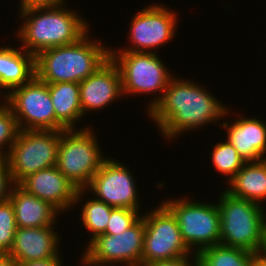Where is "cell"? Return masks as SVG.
I'll return each mask as SVG.
<instances>
[{
  "instance_id": "cell-35",
  "label": "cell",
  "mask_w": 266,
  "mask_h": 266,
  "mask_svg": "<svg viewBox=\"0 0 266 266\" xmlns=\"http://www.w3.org/2000/svg\"><path fill=\"white\" fill-rule=\"evenodd\" d=\"M259 254L266 259V233H265L263 245H262V248Z\"/></svg>"
},
{
  "instance_id": "cell-15",
  "label": "cell",
  "mask_w": 266,
  "mask_h": 266,
  "mask_svg": "<svg viewBox=\"0 0 266 266\" xmlns=\"http://www.w3.org/2000/svg\"><path fill=\"white\" fill-rule=\"evenodd\" d=\"M79 87L80 106L85 118L92 112L102 111L110 104L112 106L114 102L125 99L119 69L111 58L96 72L81 81Z\"/></svg>"
},
{
  "instance_id": "cell-21",
  "label": "cell",
  "mask_w": 266,
  "mask_h": 266,
  "mask_svg": "<svg viewBox=\"0 0 266 266\" xmlns=\"http://www.w3.org/2000/svg\"><path fill=\"white\" fill-rule=\"evenodd\" d=\"M223 188L231 196L265 207L266 158L260 161L246 162Z\"/></svg>"
},
{
  "instance_id": "cell-16",
  "label": "cell",
  "mask_w": 266,
  "mask_h": 266,
  "mask_svg": "<svg viewBox=\"0 0 266 266\" xmlns=\"http://www.w3.org/2000/svg\"><path fill=\"white\" fill-rule=\"evenodd\" d=\"M18 185L29 194L50 203L61 214L67 212L69 215V211H75L78 189L56 166L30 174Z\"/></svg>"
},
{
  "instance_id": "cell-32",
  "label": "cell",
  "mask_w": 266,
  "mask_h": 266,
  "mask_svg": "<svg viewBox=\"0 0 266 266\" xmlns=\"http://www.w3.org/2000/svg\"><path fill=\"white\" fill-rule=\"evenodd\" d=\"M0 266H19V263L9 254H0Z\"/></svg>"
},
{
  "instance_id": "cell-31",
  "label": "cell",
  "mask_w": 266,
  "mask_h": 266,
  "mask_svg": "<svg viewBox=\"0 0 266 266\" xmlns=\"http://www.w3.org/2000/svg\"><path fill=\"white\" fill-rule=\"evenodd\" d=\"M63 258H51L45 260H34L19 264V266H64Z\"/></svg>"
},
{
  "instance_id": "cell-20",
  "label": "cell",
  "mask_w": 266,
  "mask_h": 266,
  "mask_svg": "<svg viewBox=\"0 0 266 266\" xmlns=\"http://www.w3.org/2000/svg\"><path fill=\"white\" fill-rule=\"evenodd\" d=\"M12 46L0 45V85L7 93L35 76V56L20 46Z\"/></svg>"
},
{
  "instance_id": "cell-33",
  "label": "cell",
  "mask_w": 266,
  "mask_h": 266,
  "mask_svg": "<svg viewBox=\"0 0 266 266\" xmlns=\"http://www.w3.org/2000/svg\"><path fill=\"white\" fill-rule=\"evenodd\" d=\"M0 107L8 105V93L6 90L0 85Z\"/></svg>"
},
{
  "instance_id": "cell-36",
  "label": "cell",
  "mask_w": 266,
  "mask_h": 266,
  "mask_svg": "<svg viewBox=\"0 0 266 266\" xmlns=\"http://www.w3.org/2000/svg\"><path fill=\"white\" fill-rule=\"evenodd\" d=\"M77 261H79V265L78 266H95V265H92L90 263H88L85 259H83L81 256H80V260L78 259Z\"/></svg>"
},
{
  "instance_id": "cell-9",
  "label": "cell",
  "mask_w": 266,
  "mask_h": 266,
  "mask_svg": "<svg viewBox=\"0 0 266 266\" xmlns=\"http://www.w3.org/2000/svg\"><path fill=\"white\" fill-rule=\"evenodd\" d=\"M60 131L20 130L5 158L14 184L56 166Z\"/></svg>"
},
{
  "instance_id": "cell-8",
  "label": "cell",
  "mask_w": 266,
  "mask_h": 266,
  "mask_svg": "<svg viewBox=\"0 0 266 266\" xmlns=\"http://www.w3.org/2000/svg\"><path fill=\"white\" fill-rule=\"evenodd\" d=\"M164 3L143 6L131 16L128 28V45L112 47L110 51H132L161 53L160 48L171 43L177 36L180 15L178 11ZM145 7V8H144ZM177 30V31H176ZM157 49V50H156Z\"/></svg>"
},
{
  "instance_id": "cell-29",
  "label": "cell",
  "mask_w": 266,
  "mask_h": 266,
  "mask_svg": "<svg viewBox=\"0 0 266 266\" xmlns=\"http://www.w3.org/2000/svg\"><path fill=\"white\" fill-rule=\"evenodd\" d=\"M149 266H200L197 255L176 258L172 260L157 261Z\"/></svg>"
},
{
  "instance_id": "cell-27",
  "label": "cell",
  "mask_w": 266,
  "mask_h": 266,
  "mask_svg": "<svg viewBox=\"0 0 266 266\" xmlns=\"http://www.w3.org/2000/svg\"><path fill=\"white\" fill-rule=\"evenodd\" d=\"M142 214V211L138 210L113 207L103 234L116 235L117 233L124 232L134 225L142 217Z\"/></svg>"
},
{
  "instance_id": "cell-10",
  "label": "cell",
  "mask_w": 266,
  "mask_h": 266,
  "mask_svg": "<svg viewBox=\"0 0 266 266\" xmlns=\"http://www.w3.org/2000/svg\"><path fill=\"white\" fill-rule=\"evenodd\" d=\"M146 213L143 212L145 236L141 266H149L157 261L172 260L186 256H196L185 245L177 220L162 203Z\"/></svg>"
},
{
  "instance_id": "cell-11",
  "label": "cell",
  "mask_w": 266,
  "mask_h": 266,
  "mask_svg": "<svg viewBox=\"0 0 266 266\" xmlns=\"http://www.w3.org/2000/svg\"><path fill=\"white\" fill-rule=\"evenodd\" d=\"M144 236L142 216L124 232L96 236L82 249L80 256L95 266H141Z\"/></svg>"
},
{
  "instance_id": "cell-5",
  "label": "cell",
  "mask_w": 266,
  "mask_h": 266,
  "mask_svg": "<svg viewBox=\"0 0 266 266\" xmlns=\"http://www.w3.org/2000/svg\"><path fill=\"white\" fill-rule=\"evenodd\" d=\"M110 58L119 69L126 100L132 96L134 98L143 95V98L150 94L151 98L148 99L152 100L147 102L145 113L161 99L169 81L175 75L157 53L110 51Z\"/></svg>"
},
{
  "instance_id": "cell-30",
  "label": "cell",
  "mask_w": 266,
  "mask_h": 266,
  "mask_svg": "<svg viewBox=\"0 0 266 266\" xmlns=\"http://www.w3.org/2000/svg\"><path fill=\"white\" fill-rule=\"evenodd\" d=\"M67 2V0H19L18 12L33 7H50Z\"/></svg>"
},
{
  "instance_id": "cell-12",
  "label": "cell",
  "mask_w": 266,
  "mask_h": 266,
  "mask_svg": "<svg viewBox=\"0 0 266 266\" xmlns=\"http://www.w3.org/2000/svg\"><path fill=\"white\" fill-rule=\"evenodd\" d=\"M129 166L109 155L85 190L111 207L143 211L135 171Z\"/></svg>"
},
{
  "instance_id": "cell-34",
  "label": "cell",
  "mask_w": 266,
  "mask_h": 266,
  "mask_svg": "<svg viewBox=\"0 0 266 266\" xmlns=\"http://www.w3.org/2000/svg\"><path fill=\"white\" fill-rule=\"evenodd\" d=\"M255 266H266V259L262 257L259 253H256Z\"/></svg>"
},
{
  "instance_id": "cell-19",
  "label": "cell",
  "mask_w": 266,
  "mask_h": 266,
  "mask_svg": "<svg viewBox=\"0 0 266 266\" xmlns=\"http://www.w3.org/2000/svg\"><path fill=\"white\" fill-rule=\"evenodd\" d=\"M48 89L56 116V131L85 128L87 124L76 125L85 120L80 106L79 83H48Z\"/></svg>"
},
{
  "instance_id": "cell-18",
  "label": "cell",
  "mask_w": 266,
  "mask_h": 266,
  "mask_svg": "<svg viewBox=\"0 0 266 266\" xmlns=\"http://www.w3.org/2000/svg\"><path fill=\"white\" fill-rule=\"evenodd\" d=\"M9 199L20 228L57 226L62 216L50 203L29 194L18 184L12 187Z\"/></svg>"
},
{
  "instance_id": "cell-13",
  "label": "cell",
  "mask_w": 266,
  "mask_h": 266,
  "mask_svg": "<svg viewBox=\"0 0 266 266\" xmlns=\"http://www.w3.org/2000/svg\"><path fill=\"white\" fill-rule=\"evenodd\" d=\"M8 106L20 130L56 131V116L48 83L36 76L8 93Z\"/></svg>"
},
{
  "instance_id": "cell-22",
  "label": "cell",
  "mask_w": 266,
  "mask_h": 266,
  "mask_svg": "<svg viewBox=\"0 0 266 266\" xmlns=\"http://www.w3.org/2000/svg\"><path fill=\"white\" fill-rule=\"evenodd\" d=\"M86 196L87 198H85ZM88 197V192L85 189H78L74 204V208L80 211L78 217V219L80 218L78 222L79 226H81V228L83 226V229H86L85 232L91 236L88 237L89 239L86 238V243L83 244V246L87 245L96 236L105 232L113 208L103 201L95 199L93 196L89 197L90 199ZM79 204L81 210L77 208Z\"/></svg>"
},
{
  "instance_id": "cell-17",
  "label": "cell",
  "mask_w": 266,
  "mask_h": 266,
  "mask_svg": "<svg viewBox=\"0 0 266 266\" xmlns=\"http://www.w3.org/2000/svg\"><path fill=\"white\" fill-rule=\"evenodd\" d=\"M56 227H18L8 254L19 264L34 260L63 258L60 251L63 237L59 233L60 229Z\"/></svg>"
},
{
  "instance_id": "cell-3",
  "label": "cell",
  "mask_w": 266,
  "mask_h": 266,
  "mask_svg": "<svg viewBox=\"0 0 266 266\" xmlns=\"http://www.w3.org/2000/svg\"><path fill=\"white\" fill-rule=\"evenodd\" d=\"M91 31L74 44L38 53L35 76L46 83H80L96 72L110 59L111 47L90 35Z\"/></svg>"
},
{
  "instance_id": "cell-23",
  "label": "cell",
  "mask_w": 266,
  "mask_h": 266,
  "mask_svg": "<svg viewBox=\"0 0 266 266\" xmlns=\"http://www.w3.org/2000/svg\"><path fill=\"white\" fill-rule=\"evenodd\" d=\"M197 258L200 266H255L256 253L218 244L201 250Z\"/></svg>"
},
{
  "instance_id": "cell-1",
  "label": "cell",
  "mask_w": 266,
  "mask_h": 266,
  "mask_svg": "<svg viewBox=\"0 0 266 266\" xmlns=\"http://www.w3.org/2000/svg\"><path fill=\"white\" fill-rule=\"evenodd\" d=\"M224 104L196 79L174 75L161 99L145 116L156 125L161 139L169 143L187 132L202 130L208 125L220 126L229 108L228 103V106Z\"/></svg>"
},
{
  "instance_id": "cell-37",
  "label": "cell",
  "mask_w": 266,
  "mask_h": 266,
  "mask_svg": "<svg viewBox=\"0 0 266 266\" xmlns=\"http://www.w3.org/2000/svg\"><path fill=\"white\" fill-rule=\"evenodd\" d=\"M5 156L0 152V166L5 162Z\"/></svg>"
},
{
  "instance_id": "cell-26",
  "label": "cell",
  "mask_w": 266,
  "mask_h": 266,
  "mask_svg": "<svg viewBox=\"0 0 266 266\" xmlns=\"http://www.w3.org/2000/svg\"><path fill=\"white\" fill-rule=\"evenodd\" d=\"M20 129L11 108L0 107V152L6 157Z\"/></svg>"
},
{
  "instance_id": "cell-24",
  "label": "cell",
  "mask_w": 266,
  "mask_h": 266,
  "mask_svg": "<svg viewBox=\"0 0 266 266\" xmlns=\"http://www.w3.org/2000/svg\"><path fill=\"white\" fill-rule=\"evenodd\" d=\"M219 142H216L209 153L211 160V168L219 173L225 181L224 185L227 184L234 175L244 166L246 163L245 159L241 157L234 146L229 143L226 139L223 141V137H220ZM213 166V167H212Z\"/></svg>"
},
{
  "instance_id": "cell-6",
  "label": "cell",
  "mask_w": 266,
  "mask_h": 266,
  "mask_svg": "<svg viewBox=\"0 0 266 266\" xmlns=\"http://www.w3.org/2000/svg\"><path fill=\"white\" fill-rule=\"evenodd\" d=\"M94 129L88 124L60 131L56 167L77 189H85L108 158Z\"/></svg>"
},
{
  "instance_id": "cell-7",
  "label": "cell",
  "mask_w": 266,
  "mask_h": 266,
  "mask_svg": "<svg viewBox=\"0 0 266 266\" xmlns=\"http://www.w3.org/2000/svg\"><path fill=\"white\" fill-rule=\"evenodd\" d=\"M171 197L164 200L163 196L160 201L175 216L182 240L193 254L220 244V212L215 199L208 203L188 194Z\"/></svg>"
},
{
  "instance_id": "cell-14",
  "label": "cell",
  "mask_w": 266,
  "mask_h": 266,
  "mask_svg": "<svg viewBox=\"0 0 266 266\" xmlns=\"http://www.w3.org/2000/svg\"><path fill=\"white\" fill-rule=\"evenodd\" d=\"M225 114L223 122L219 128L225 129L223 137L231 143L237 150L238 154L249 161H260L266 158V120L260 116L253 117L250 115L244 116L240 112L232 111L230 107ZM236 113V114H235ZM234 114L236 116H234ZM232 115L235 117L233 118ZM238 116V117H237ZM233 118L229 120L227 118ZM228 122H227V120ZM236 119V120H235ZM230 121V122H229Z\"/></svg>"
},
{
  "instance_id": "cell-2",
  "label": "cell",
  "mask_w": 266,
  "mask_h": 266,
  "mask_svg": "<svg viewBox=\"0 0 266 266\" xmlns=\"http://www.w3.org/2000/svg\"><path fill=\"white\" fill-rule=\"evenodd\" d=\"M66 3L19 11L15 19H20L21 24L11 37L15 36L18 45L34 56L49 48L76 43L91 30L90 21Z\"/></svg>"
},
{
  "instance_id": "cell-28",
  "label": "cell",
  "mask_w": 266,
  "mask_h": 266,
  "mask_svg": "<svg viewBox=\"0 0 266 266\" xmlns=\"http://www.w3.org/2000/svg\"><path fill=\"white\" fill-rule=\"evenodd\" d=\"M14 185L8 163L5 161L0 166V203L9 199L10 192Z\"/></svg>"
},
{
  "instance_id": "cell-4",
  "label": "cell",
  "mask_w": 266,
  "mask_h": 266,
  "mask_svg": "<svg viewBox=\"0 0 266 266\" xmlns=\"http://www.w3.org/2000/svg\"><path fill=\"white\" fill-rule=\"evenodd\" d=\"M218 194L220 244L260 253L266 233V208L231 196L224 189Z\"/></svg>"
},
{
  "instance_id": "cell-25",
  "label": "cell",
  "mask_w": 266,
  "mask_h": 266,
  "mask_svg": "<svg viewBox=\"0 0 266 266\" xmlns=\"http://www.w3.org/2000/svg\"><path fill=\"white\" fill-rule=\"evenodd\" d=\"M17 228L12 203L7 199L0 203V254L10 252Z\"/></svg>"
}]
</instances>
